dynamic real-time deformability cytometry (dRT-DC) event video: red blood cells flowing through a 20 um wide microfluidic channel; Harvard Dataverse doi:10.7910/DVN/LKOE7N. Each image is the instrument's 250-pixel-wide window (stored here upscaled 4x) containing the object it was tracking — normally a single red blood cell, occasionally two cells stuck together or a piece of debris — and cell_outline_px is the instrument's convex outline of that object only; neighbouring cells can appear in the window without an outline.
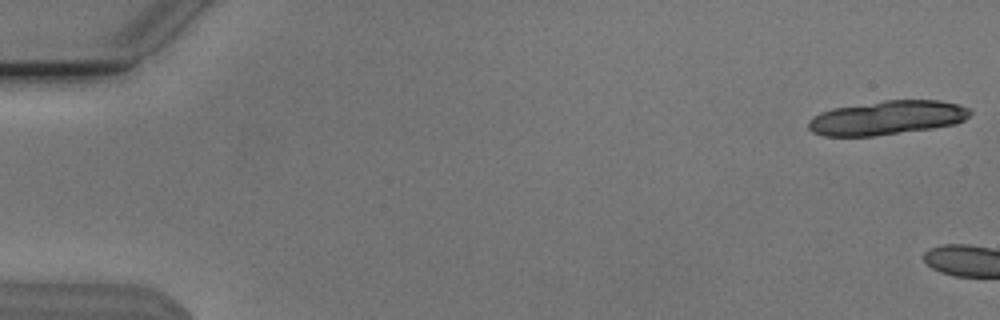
{"species": "Egyptian fruit bat (a non-hibernating species)", "species_latin": "Rousettus aegyptiacus", "temperature_condition": "cold", "stored_images_in_passage": 9, "camera_frame_rate_fps": 3000, "um_per_image_px": 0.085, "animal": {"sex": "male"}, "frame": {"image": 1, "passage_image": 1, "time_ms": 0.0, "image_size_px": [1000, 320], "cell_outline_px": [[972, 112], [964, 120], [952, 124], [928, 128], [872, 136], [824, 136], [808, 128], [808, 124], [816, 116], [824, 112], [836, 108], [888, 100], [936, 100], [956, 104], [968, 108]], "centroid_in_image_um": [75.43, 10.01], "position_along_channel_um": 9.6, "area_um2": 31.04}}